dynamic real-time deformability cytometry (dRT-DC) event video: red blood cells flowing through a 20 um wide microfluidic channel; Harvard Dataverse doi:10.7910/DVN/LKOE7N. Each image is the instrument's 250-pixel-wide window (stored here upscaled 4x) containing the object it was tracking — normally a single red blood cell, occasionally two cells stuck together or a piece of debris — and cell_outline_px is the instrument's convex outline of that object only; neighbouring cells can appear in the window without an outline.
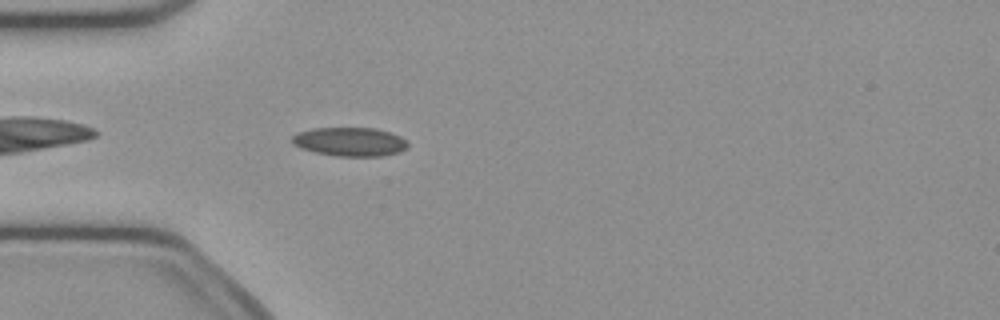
{"species": "common noctule bat (a hibernating species)", "species_latin": "Nyctalus noctula", "temperature_condition": "cold", "stored_images_in_passage": 33, "camera_frame_rate_fps": 3000, "um_per_image_px": 0.085, "animal": {"sex": "female", "body_mass_g": 21.9}, "frame": {"image": 1, "passage_image": 1, "time_ms": 0.0, "image_size_px": [1000, 320], "cell_outline_px": [[408, 148], [400, 152], [384, 156], [336, 156], [316, 152], [304, 148], [296, 144], [292, 140], [292, 136], [300, 132], [316, 128], [376, 128], [400, 136], [408, 144]], "centroid_in_image_um": [29.81, 12.05], "position_along_channel_um": 55.2, "area_um2": 19.13}}
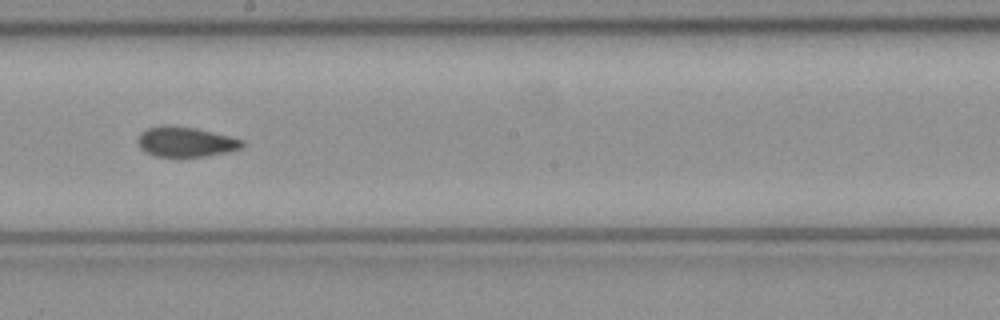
{"frame": {"image": 2, "passage_image": 15, "time_ms": 4.667, "image_size_px": [1000, 320], "cell_outline_px": [[244, 144], [240, 148], [228, 152], [204, 156], [156, 156], [144, 152], [140, 148], [136, 140], [140, 132], [148, 128], [164, 124], [196, 128], [244, 140]], "centroid_in_image_um": [15.73, 12.04], "position_along_channel_um": 232.5, "area_um2": 18.26}}
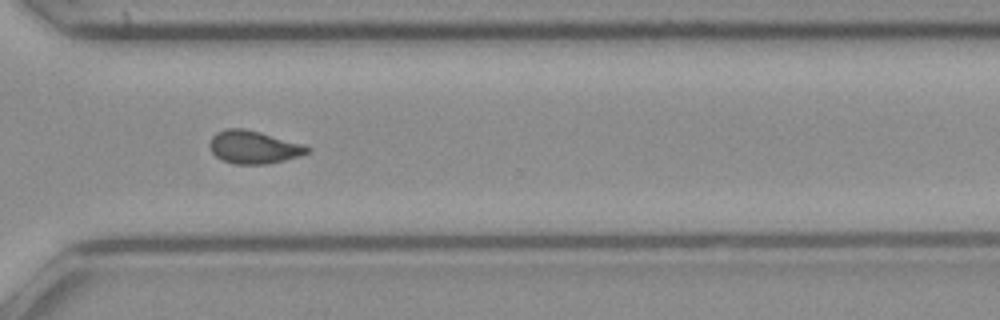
{"frame": {"image": 3, "passage_image": 24, "time_ms": 7.667, "image_size_px": [1000, 320], "cell_outline_px": [[312, 148], [308, 152], [284, 160], [268, 164], [236, 164], [224, 160], [216, 156], [212, 152], [208, 144], [212, 136], [216, 132], [224, 128], [244, 128], [260, 132], [300, 144]], "centroid_in_image_um": [21.49, 12.5], "position_along_channel_um": 349.1, "area_um2": 18.44}, "authors_computed_cell_mechanics": {"area_um2": 18.4382, "velocity_mm_per_s": 3.8997, "shape_relaxation_time_tau1_ms": null, "shape_relaxation_time_tau2_ms": 1.7744, "deformation_change_tau1": null, "deformation_change_tau2": 0.0676}}